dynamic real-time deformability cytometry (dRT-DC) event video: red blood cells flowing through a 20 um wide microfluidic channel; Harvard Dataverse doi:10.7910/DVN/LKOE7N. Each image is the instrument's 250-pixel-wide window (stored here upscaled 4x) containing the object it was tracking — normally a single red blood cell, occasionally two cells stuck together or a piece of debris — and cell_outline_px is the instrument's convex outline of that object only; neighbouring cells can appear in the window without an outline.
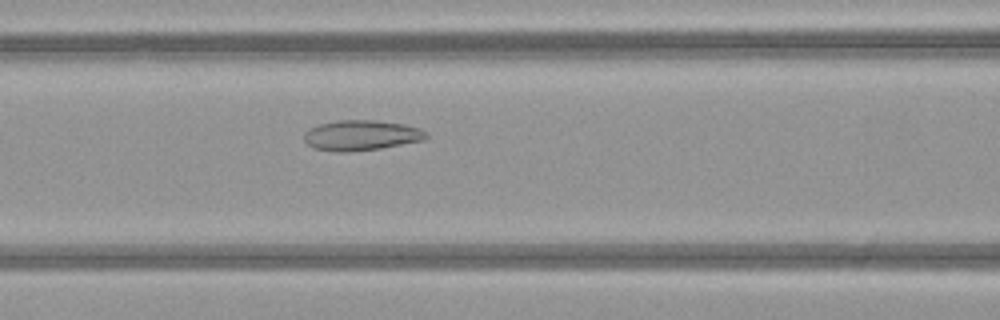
{"species": "common noctule bat (a hibernating species)", "species_latin": "Nyctalus noctula", "temperature_condition": "warm", "stored_images_in_passage": 31, "camera_frame_rate_fps": 3000, "um_per_image_px": 0.085, "animal": {"sex": "female", "body_mass_g": 21.9}, "frame": {"image": 1, "passage_image": 8, "time_ms": 2.333, "image_size_px": [1000, 320], "cell_outline_px": [[428, 136], [424, 140], [380, 148], [348, 152], [336, 152], [312, 148], [304, 140], [304, 132], [308, 128], [320, 124], [336, 120], [376, 120], [404, 124], [420, 128], [428, 132]], "centroid_in_image_um": [30.69, 11.5], "position_along_channel_um": 135.9, "area_um2": 21.73}}
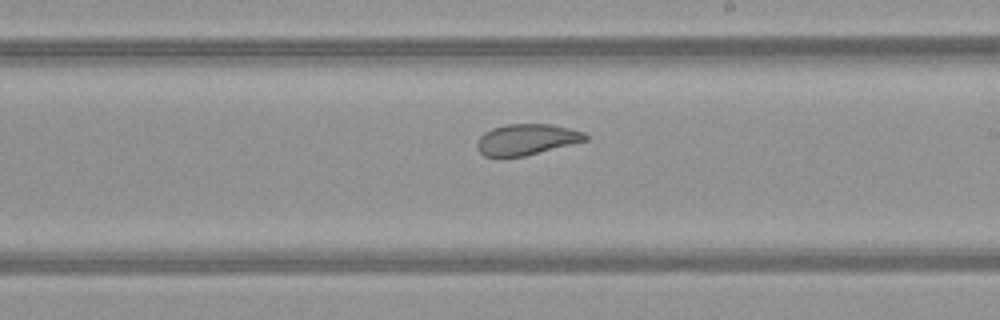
{"frame": {"image": 2, "passage_image": 16, "time_ms": 5.0, "image_size_px": [1000, 320], "cell_outline_px": [[588, 140], [524, 156], [484, 156], [476, 148], [476, 144], [480, 136], [484, 132], [492, 128], [508, 124], [552, 124], [584, 132], [588, 136]], "centroid_in_image_um": [44.75, 11.85], "position_along_channel_um": 244.2, "area_um2": 19.42}}
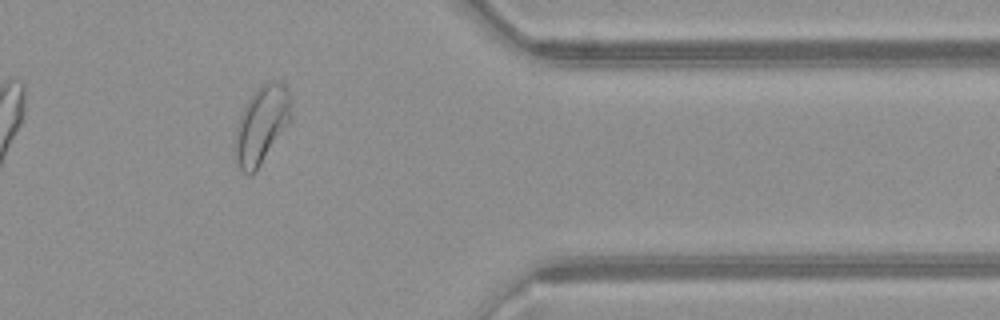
{"frame": {"image": 3, "passage_image": 28, "time_ms": 9.0, "image_size_px": [1000, 320], "cell_outline_px": [[292, 120], [256, 172], [244, 172], [240, 168], [236, 160], [232, 148], [236, 128], [244, 108], [248, 100], [268, 80], [280, 80], [284, 84], [288, 92], [292, 112]], "centroid_in_image_um": [22.25, 10.63], "position_along_channel_um": 389.2, "area_um2": 25.37}, "authors_computed_cell_mechanics": {"area_um2": 21.3282, "velocity_mm_per_s": 4.0662, "shape_relaxation_time_tau1_ms": null, "shape_relaxation_time_tau2_ms": 1.262, "deformation_change_tau1": null, "deformation_change_tau2": 0.0775}}